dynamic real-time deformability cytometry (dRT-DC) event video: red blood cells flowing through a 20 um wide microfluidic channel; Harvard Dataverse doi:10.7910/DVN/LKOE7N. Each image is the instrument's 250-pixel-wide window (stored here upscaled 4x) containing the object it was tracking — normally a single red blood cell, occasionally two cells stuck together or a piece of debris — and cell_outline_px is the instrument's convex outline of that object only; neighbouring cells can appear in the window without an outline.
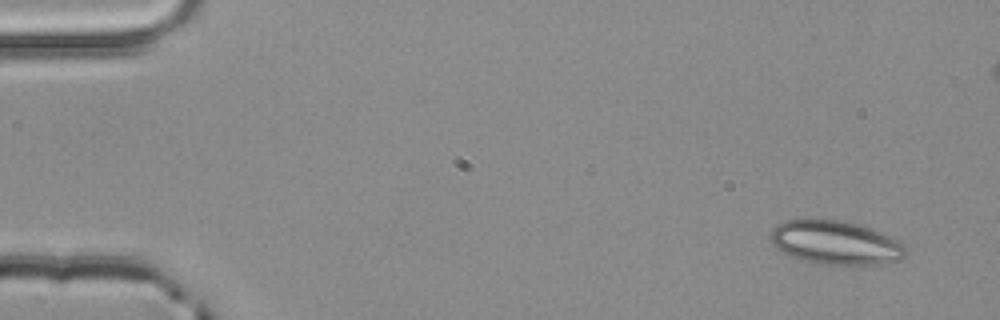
{"species": "common noctule bat (a hibernating species)", "species_latin": "Nyctalus noctula", "temperature_condition": "room temperature", "stored_images_in_passage": 5, "camera_frame_rate_fps": 3000, "um_per_image_px": 0.085, "animal": {"sex": "male", "body_mass_g": 20.4}, "frame": {"image": 1, "passage_image": 1, "time_ms": 0.0, "image_size_px": [1000, 320], "cell_outline_px": [[908, 252], [904, 256], [880, 264], [820, 264], [804, 260], [792, 256], [776, 248], [772, 244], [768, 236], [772, 228], [776, 224], [784, 220], [840, 220], [856, 224], [868, 228], [900, 240], [908, 248]], "centroid_in_image_um": [70.99, 20.62], "position_along_channel_um": 14.0, "area_um2": 34.16}}